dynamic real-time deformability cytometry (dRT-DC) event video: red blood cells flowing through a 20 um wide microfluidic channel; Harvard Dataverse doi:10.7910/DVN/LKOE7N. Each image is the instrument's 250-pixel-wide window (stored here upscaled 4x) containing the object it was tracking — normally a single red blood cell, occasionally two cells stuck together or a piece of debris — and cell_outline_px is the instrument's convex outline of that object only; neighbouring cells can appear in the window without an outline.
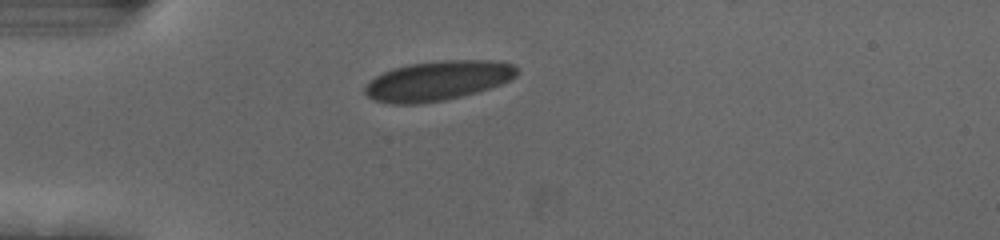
{"species": "human", "species_latin": "Homo sapiens", "temperature_condition": "cold", "stored_images_in_passage": 41, "camera_frame_rate_fps": 3000, "um_per_image_px": 0.085, "donor": {"sex": "female"}, "frame": {"image": 1, "passage_image": 1, "time_ms": 0.0, "image_size_px": [1000, 240], "cell_outline_px": [[520, 72], [512, 80], [476, 92], [444, 100], [416, 104], [392, 104], [372, 100], [364, 92], [364, 88], [376, 76], [392, 68], [408, 64], [444, 60], [492, 60], [512, 64]], "centroid_in_image_um": [37.21, 6.86], "position_along_channel_um": 47.8, "area_um2": 35.03}}
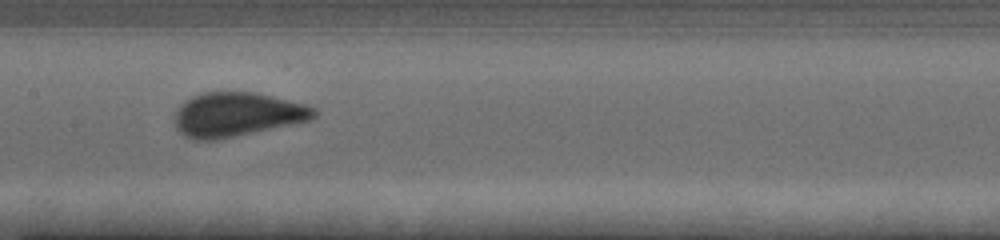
{"frame": {"image": 2, "passage_image": 14, "time_ms": 4.333, "image_size_px": [1000, 240], "cell_outline_px": [[316, 116], [308, 120], [216, 140], [192, 140], [184, 136], [176, 128], [176, 112], [180, 104], [184, 100], [200, 92], [256, 92], [272, 96], [316, 108]], "centroid_in_image_um": [20.07, 9.72], "position_along_channel_um": 187.3, "area_um2": 35.43}}
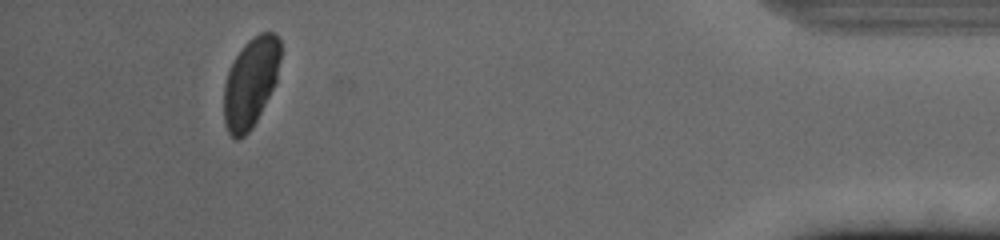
{"frame": {"image": 3, "passage_image": 37, "time_ms": 12.0, "image_size_px": [1000, 240], "cell_outline_px": [[280, 60], [276, 80], [252, 128], [244, 136], [236, 140], [228, 132], [224, 124], [224, 84], [232, 60], [244, 44], [248, 40], [260, 32], [276, 32], [280, 40]], "centroid_in_image_um": [21.29, 6.98], "position_along_channel_um": 413.9, "area_um2": 29.48}, "authors_computed_cell_mechanics": {"area_um2": 34.391, "velocity_mm_per_s": 3.6851, "shape_relaxation_time_tau1_ms": 4.684, "shape_relaxation_time_tau2_ms": null, "deformation_change_tau1": 0.1605, "deformation_change_tau2": null}}